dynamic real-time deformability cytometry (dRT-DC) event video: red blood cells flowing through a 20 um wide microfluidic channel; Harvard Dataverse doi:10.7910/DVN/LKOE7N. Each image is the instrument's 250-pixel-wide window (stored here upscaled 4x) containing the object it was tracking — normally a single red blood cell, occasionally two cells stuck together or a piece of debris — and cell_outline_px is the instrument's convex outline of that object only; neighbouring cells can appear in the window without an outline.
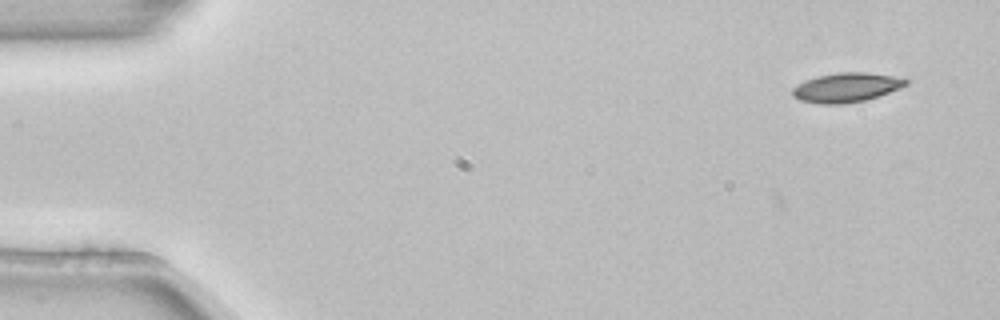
{"species": "common noctule bat (a hibernating species)", "species_latin": "Nyctalus noctula", "temperature_condition": "room temperature", "stored_images_in_passage": 5, "segment_of_instrument_passage": [1, 2], "camera_frame_rate_fps": 3000, "um_per_image_px": 0.085, "animal": {"sex": "female", "body_mass_g": 22.7, "forearm_length_mm": 54.2}, "frame": {"image": 1, "passage_image": 1, "time_ms": 0.0, "image_size_px": [1000, 320], "cell_outline_px": [[908, 84], [900, 88], [864, 100], [844, 104], [820, 104], [800, 100], [792, 96], [792, 88], [808, 80], [820, 76], [840, 72], [868, 72], [904, 76], [908, 80]], "centroid_in_image_um": [72.01, 7.42], "position_along_channel_um": 13.0, "area_um2": 19.36}}
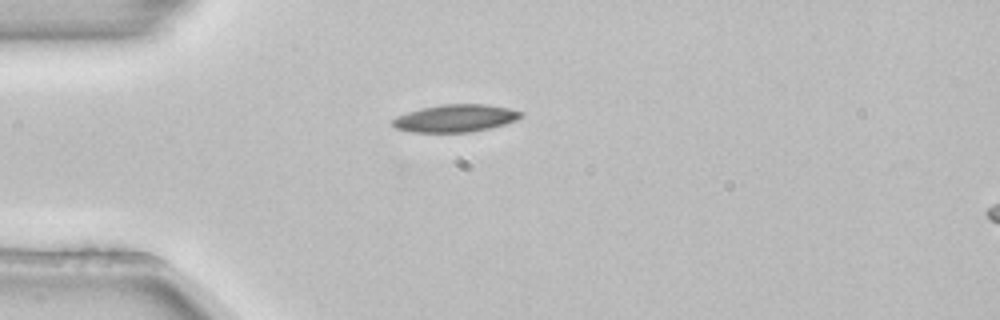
{"frame": {"image": 2, "passage_image": 4, "time_ms": 1.0, "image_size_px": [1000, 320], "cell_outline_px": [[524, 116], [516, 120], [504, 124], [472, 132], [412, 132], [396, 128], [392, 124], [392, 120], [396, 116], [420, 108], [440, 104], [488, 104], [508, 108], [524, 112]], "centroid_in_image_um": [38.72, 10.04], "position_along_channel_um": 46.3, "area_um2": 20.63}}